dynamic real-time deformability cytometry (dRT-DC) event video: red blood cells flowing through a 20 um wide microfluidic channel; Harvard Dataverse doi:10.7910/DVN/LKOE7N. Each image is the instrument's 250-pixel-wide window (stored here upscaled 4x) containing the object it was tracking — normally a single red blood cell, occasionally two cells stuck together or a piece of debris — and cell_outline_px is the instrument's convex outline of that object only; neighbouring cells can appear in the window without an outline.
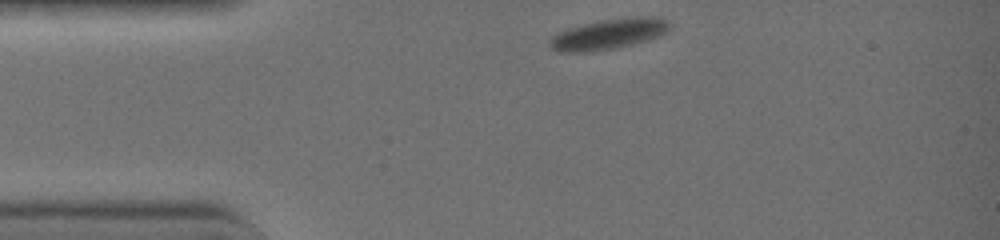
{"species": "common noctule bat (a hibernating species)", "species_latin": "Nyctalus noctula", "temperature_condition": "warm", "stored_images_in_passage": 35, "camera_frame_rate_fps": 3000, "um_per_image_px": 0.085, "animal": {"sex": "female", "body_mass_g": 19.0, "forearm_length_mm": 51.5}, "frame": {"image": 1, "passage_image": 1, "time_ms": 0.0, "image_size_px": [1000, 240], "cell_outline_px": [[672, 28], [668, 32], [632, 44], [612, 48], [584, 52], [560, 52], [552, 48], [548, 44], [548, 36], [568, 28], [600, 20], [636, 16], [660, 16], [668, 20], [672, 24]], "centroid_in_image_um": [51.74, 2.87], "position_along_channel_um": 33.3, "area_um2": 21.44}}
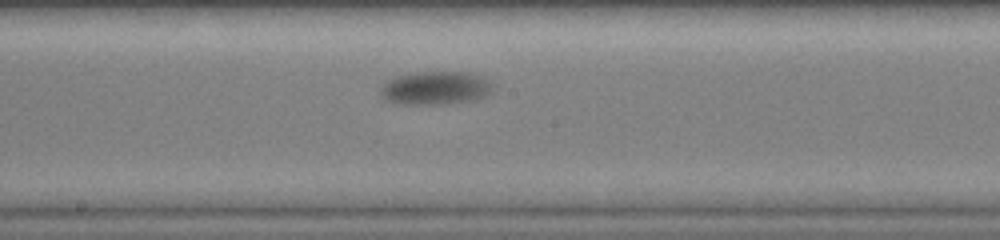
{"frame": {"image": 2, "passage_image": 17, "time_ms": 5.333, "image_size_px": [1000, 240], "cell_outline_px": [[496, 84], [484, 96], [472, 100], [440, 104], [416, 104], [388, 100], [380, 92], [380, 88], [388, 80], [396, 76], [416, 72], [468, 72], [484, 76], [492, 80]], "centroid_in_image_um": [37.1, 7.45], "position_along_channel_um": 211.1, "area_um2": 21.56}}
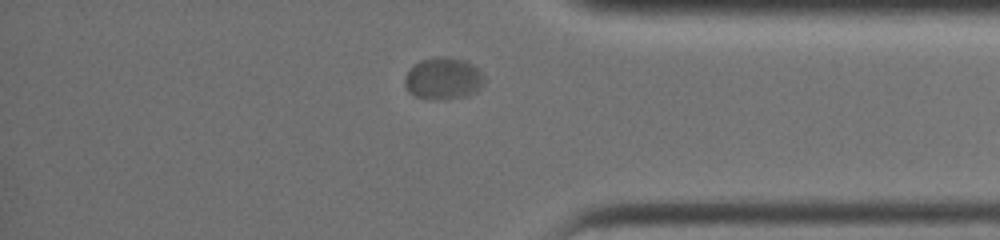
{"frame": {"image": 3, "passage_image": 31, "time_ms": 10.0, "image_size_px": [1000, 240], "cell_outline_px": [[484, 84], [476, 92], [464, 96], [416, 96], [408, 92], [404, 84], [404, 76], [412, 64], [420, 60], [436, 56], [448, 56], [468, 60], [484, 76]], "centroid_in_image_um": [37.66, 6.58], "position_along_channel_um": 397.5, "area_um2": 19.07}}